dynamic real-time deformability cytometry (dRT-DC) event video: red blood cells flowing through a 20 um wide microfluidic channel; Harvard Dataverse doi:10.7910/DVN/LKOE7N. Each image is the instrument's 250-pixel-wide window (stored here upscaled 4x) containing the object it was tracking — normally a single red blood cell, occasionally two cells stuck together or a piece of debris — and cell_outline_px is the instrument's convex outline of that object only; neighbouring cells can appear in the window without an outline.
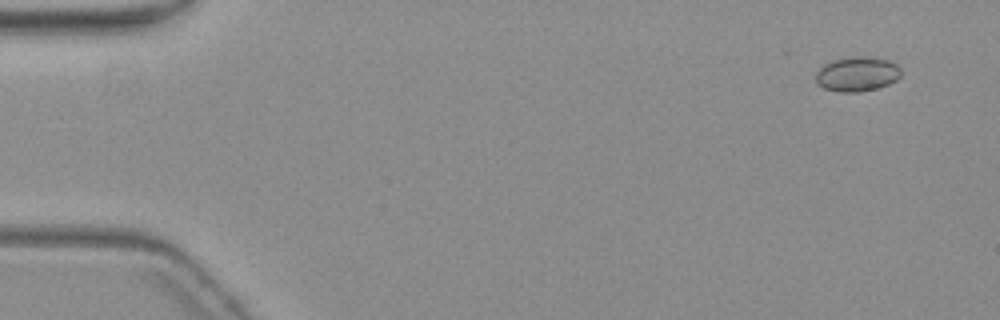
{"species": "common noctule bat (a hibernating species)", "species_latin": "Nyctalus noctula", "temperature_condition": "warm", "stored_images_in_passage": 10, "camera_frame_rate_fps": 3000, "um_per_image_px": 0.085, "animal": {"sex": "female", "body_mass_g": 19.3, "forearm_length_mm": 54.1}, "frame": {"image": 1, "passage_image": 1, "time_ms": 0.0, "image_size_px": [1000, 320], "cell_outline_px": [[900, 76], [896, 80], [888, 84], [876, 88], [856, 92], [840, 92], [824, 88], [816, 84], [816, 72], [824, 64], [832, 60], [856, 56], [868, 56], [888, 60], [896, 64], [900, 68]], "centroid_in_image_um": [72.84, 6.29], "position_along_channel_um": 12.2, "area_um2": 17.17}}
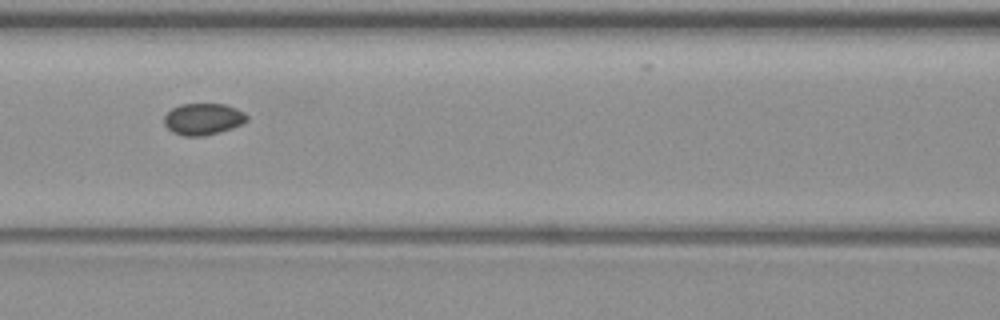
{"frame": {"image": 2, "passage_image": 6, "time_ms": 7.333, "image_size_px": [1000, 320], "cell_outline_px": [[248, 120], [244, 124], [232, 128], [204, 136], [184, 136], [172, 132], [164, 124], [164, 116], [172, 108], [180, 104], [224, 104], [236, 108], [244, 112], [248, 116]], "centroid_in_image_um": [17.28, 10.12], "position_along_channel_um": 149.3, "area_um2": 15.32}}
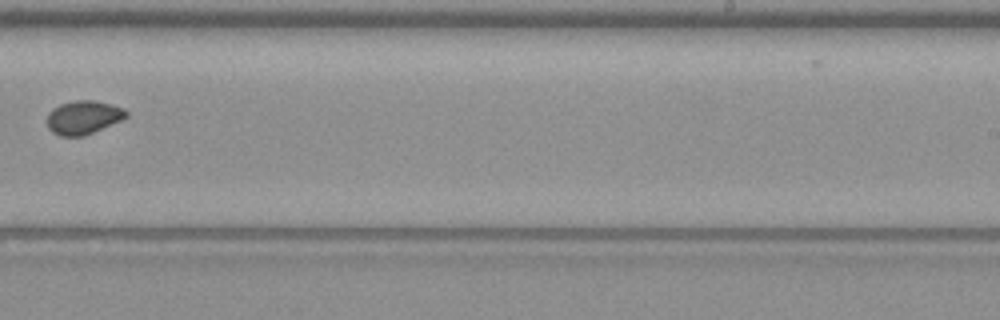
{"frame": {"image": 3, "passage_image": 9, "time_ms": 11.0, "image_size_px": [1000, 320], "cell_outline_px": [[128, 116], [120, 120], [84, 136], [60, 136], [52, 132], [48, 128], [48, 112], [52, 108], [60, 104], [76, 100], [92, 100], [124, 108], [128, 112]], "centroid_in_image_um": [7.06, 9.98], "position_along_channel_um": 281.9, "area_um2": 15.32}}